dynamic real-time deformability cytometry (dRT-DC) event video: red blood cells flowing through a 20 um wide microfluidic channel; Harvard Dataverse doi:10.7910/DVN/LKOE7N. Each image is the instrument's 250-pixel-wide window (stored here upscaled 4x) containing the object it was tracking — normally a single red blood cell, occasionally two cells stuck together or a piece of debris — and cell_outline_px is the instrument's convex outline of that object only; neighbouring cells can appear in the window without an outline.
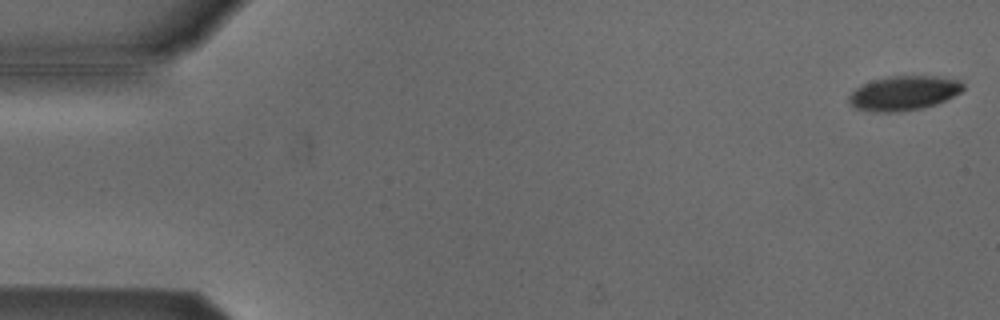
{"species": "Egyptian fruit bat (a non-hibernating species)", "species_latin": "Rousettus aegyptiacus", "temperature_condition": "cold", "stored_images_in_passage": 54, "camera_frame_rate_fps": 3000, "um_per_image_px": 0.085, "animal": {"sex": "male"}, "frame": {"image": 1, "passage_image": 1, "time_ms": 0.0, "image_size_px": [1000, 320], "cell_outline_px": [[964, 88], [960, 92], [936, 104], [920, 108], [888, 112], [880, 112], [856, 108], [848, 100], [848, 96], [856, 88], [872, 80], [888, 76], [936, 76], [960, 80], [964, 84]], "centroid_in_image_um": [76.83, 7.89], "position_along_channel_um": 8.2, "area_um2": 22.54}}
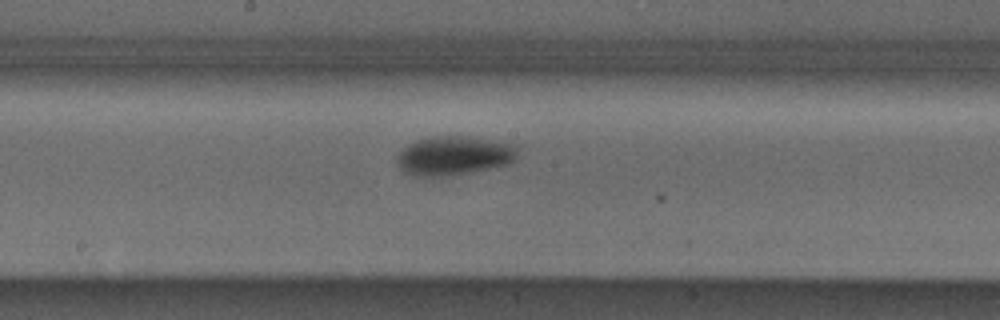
{"frame": {"image": 2, "passage_image": 28, "time_ms": 9.0, "image_size_px": [1000, 320], "cell_outline_px": [[516, 156], [512, 160], [504, 164], [472, 172], [440, 176], [412, 176], [404, 172], [400, 168], [396, 160], [396, 156], [408, 144], [416, 140], [432, 136], [468, 136], [512, 144], [516, 148]], "centroid_in_image_um": [38.5, 13.22], "position_along_channel_um": 209.7, "area_um2": 27.05}}
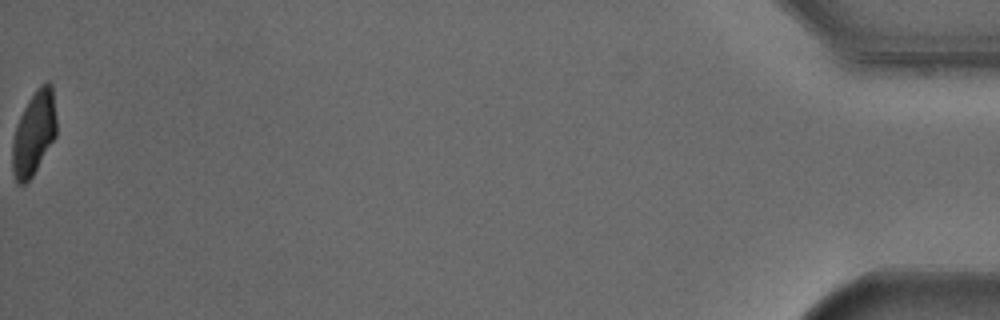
{"frame": {"image": 3, "passage_image": 54, "time_ms": 17.667, "image_size_px": [1000, 320], "cell_outline_px": [[56, 136], [32, 176], [24, 184], [20, 184], [16, 180], [12, 172], [12, 144], [16, 124], [28, 100], [36, 88], [40, 84], [48, 80], [52, 84], [56, 116]], "centroid_in_image_um": [2.88, 11.28], "position_along_channel_um": 432.3, "area_um2": 21.62}, "authors_computed_cell_mechanics": {"area_um2": 25.2008, "velocity_mm_per_s": 3.8007, "shape_relaxation_time_tau1_ms": 4.1457, "shape_relaxation_time_tau2_ms": null, "deformation_change_tau1": 0.1249, "deformation_change_tau2": null}}